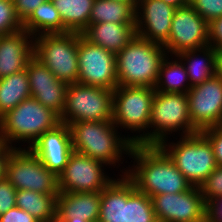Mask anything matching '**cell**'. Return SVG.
I'll return each mask as SVG.
<instances>
[{
  "label": "cell",
  "instance_id": "9c48e42d",
  "mask_svg": "<svg viewBox=\"0 0 222 222\" xmlns=\"http://www.w3.org/2000/svg\"><path fill=\"white\" fill-rule=\"evenodd\" d=\"M113 90L81 83L68 84L60 121H112Z\"/></svg>",
  "mask_w": 222,
  "mask_h": 222
},
{
  "label": "cell",
  "instance_id": "3957f363",
  "mask_svg": "<svg viewBox=\"0 0 222 222\" xmlns=\"http://www.w3.org/2000/svg\"><path fill=\"white\" fill-rule=\"evenodd\" d=\"M60 123V116L56 112L30 97L2 116L0 143L29 149L42 134Z\"/></svg>",
  "mask_w": 222,
  "mask_h": 222
},
{
  "label": "cell",
  "instance_id": "d590c367",
  "mask_svg": "<svg viewBox=\"0 0 222 222\" xmlns=\"http://www.w3.org/2000/svg\"><path fill=\"white\" fill-rule=\"evenodd\" d=\"M201 133L212 145L217 166H222V125L204 129Z\"/></svg>",
  "mask_w": 222,
  "mask_h": 222
},
{
  "label": "cell",
  "instance_id": "2e32d148",
  "mask_svg": "<svg viewBox=\"0 0 222 222\" xmlns=\"http://www.w3.org/2000/svg\"><path fill=\"white\" fill-rule=\"evenodd\" d=\"M175 9L160 0H139L135 25L137 36L164 45L169 39Z\"/></svg>",
  "mask_w": 222,
  "mask_h": 222
},
{
  "label": "cell",
  "instance_id": "b9f144b4",
  "mask_svg": "<svg viewBox=\"0 0 222 222\" xmlns=\"http://www.w3.org/2000/svg\"><path fill=\"white\" fill-rule=\"evenodd\" d=\"M164 3L175 7V8H181L190 5V0H160Z\"/></svg>",
  "mask_w": 222,
  "mask_h": 222
},
{
  "label": "cell",
  "instance_id": "484cf974",
  "mask_svg": "<svg viewBox=\"0 0 222 222\" xmlns=\"http://www.w3.org/2000/svg\"><path fill=\"white\" fill-rule=\"evenodd\" d=\"M67 32L81 34L89 25L94 0H53Z\"/></svg>",
  "mask_w": 222,
  "mask_h": 222
},
{
  "label": "cell",
  "instance_id": "cb8c5ba5",
  "mask_svg": "<svg viewBox=\"0 0 222 222\" xmlns=\"http://www.w3.org/2000/svg\"><path fill=\"white\" fill-rule=\"evenodd\" d=\"M154 89L158 92L185 94L191 89L185 66L176 55L167 54L162 61Z\"/></svg>",
  "mask_w": 222,
  "mask_h": 222
},
{
  "label": "cell",
  "instance_id": "ab89813d",
  "mask_svg": "<svg viewBox=\"0 0 222 222\" xmlns=\"http://www.w3.org/2000/svg\"><path fill=\"white\" fill-rule=\"evenodd\" d=\"M209 45L222 51V17L213 19L209 23Z\"/></svg>",
  "mask_w": 222,
  "mask_h": 222
},
{
  "label": "cell",
  "instance_id": "1f68e13d",
  "mask_svg": "<svg viewBox=\"0 0 222 222\" xmlns=\"http://www.w3.org/2000/svg\"><path fill=\"white\" fill-rule=\"evenodd\" d=\"M22 22L16 15L14 2L0 0V36L22 30Z\"/></svg>",
  "mask_w": 222,
  "mask_h": 222
},
{
  "label": "cell",
  "instance_id": "30bf717a",
  "mask_svg": "<svg viewBox=\"0 0 222 222\" xmlns=\"http://www.w3.org/2000/svg\"><path fill=\"white\" fill-rule=\"evenodd\" d=\"M5 178L16 190L59 194V178L26 148H15L7 160Z\"/></svg>",
  "mask_w": 222,
  "mask_h": 222
},
{
  "label": "cell",
  "instance_id": "7c38bea8",
  "mask_svg": "<svg viewBox=\"0 0 222 222\" xmlns=\"http://www.w3.org/2000/svg\"><path fill=\"white\" fill-rule=\"evenodd\" d=\"M78 83L114 90L118 86L116 54L87 41L78 43Z\"/></svg>",
  "mask_w": 222,
  "mask_h": 222
},
{
  "label": "cell",
  "instance_id": "74e56055",
  "mask_svg": "<svg viewBox=\"0 0 222 222\" xmlns=\"http://www.w3.org/2000/svg\"><path fill=\"white\" fill-rule=\"evenodd\" d=\"M205 218L208 222H222V196L214 197L206 202Z\"/></svg>",
  "mask_w": 222,
  "mask_h": 222
},
{
  "label": "cell",
  "instance_id": "4fadbf2b",
  "mask_svg": "<svg viewBox=\"0 0 222 222\" xmlns=\"http://www.w3.org/2000/svg\"><path fill=\"white\" fill-rule=\"evenodd\" d=\"M209 45V23L191 6L176 8L168 41L163 45L167 54L199 49Z\"/></svg>",
  "mask_w": 222,
  "mask_h": 222
},
{
  "label": "cell",
  "instance_id": "8992f818",
  "mask_svg": "<svg viewBox=\"0 0 222 222\" xmlns=\"http://www.w3.org/2000/svg\"><path fill=\"white\" fill-rule=\"evenodd\" d=\"M171 139L163 141L159 146L187 181L192 186L200 187L217 167L210 141L201 132Z\"/></svg>",
  "mask_w": 222,
  "mask_h": 222
},
{
  "label": "cell",
  "instance_id": "4316f807",
  "mask_svg": "<svg viewBox=\"0 0 222 222\" xmlns=\"http://www.w3.org/2000/svg\"><path fill=\"white\" fill-rule=\"evenodd\" d=\"M31 97L27 70L0 79V118Z\"/></svg>",
  "mask_w": 222,
  "mask_h": 222
},
{
  "label": "cell",
  "instance_id": "e575fe53",
  "mask_svg": "<svg viewBox=\"0 0 222 222\" xmlns=\"http://www.w3.org/2000/svg\"><path fill=\"white\" fill-rule=\"evenodd\" d=\"M15 187L6 179L0 180V215L16 206Z\"/></svg>",
  "mask_w": 222,
  "mask_h": 222
},
{
  "label": "cell",
  "instance_id": "83f0119b",
  "mask_svg": "<svg viewBox=\"0 0 222 222\" xmlns=\"http://www.w3.org/2000/svg\"><path fill=\"white\" fill-rule=\"evenodd\" d=\"M136 23V9L130 5L110 0H94L89 24Z\"/></svg>",
  "mask_w": 222,
  "mask_h": 222
},
{
  "label": "cell",
  "instance_id": "f1b7e54d",
  "mask_svg": "<svg viewBox=\"0 0 222 222\" xmlns=\"http://www.w3.org/2000/svg\"><path fill=\"white\" fill-rule=\"evenodd\" d=\"M127 222H158L151 198L127 177Z\"/></svg>",
  "mask_w": 222,
  "mask_h": 222
},
{
  "label": "cell",
  "instance_id": "f35d334b",
  "mask_svg": "<svg viewBox=\"0 0 222 222\" xmlns=\"http://www.w3.org/2000/svg\"><path fill=\"white\" fill-rule=\"evenodd\" d=\"M0 222H39V220L23 209L15 206L6 213L0 215Z\"/></svg>",
  "mask_w": 222,
  "mask_h": 222
},
{
  "label": "cell",
  "instance_id": "e0dca14e",
  "mask_svg": "<svg viewBox=\"0 0 222 222\" xmlns=\"http://www.w3.org/2000/svg\"><path fill=\"white\" fill-rule=\"evenodd\" d=\"M29 150L45 167L59 176L73 152L68 125L61 122L55 128L46 131L29 147Z\"/></svg>",
  "mask_w": 222,
  "mask_h": 222
},
{
  "label": "cell",
  "instance_id": "603a6c76",
  "mask_svg": "<svg viewBox=\"0 0 222 222\" xmlns=\"http://www.w3.org/2000/svg\"><path fill=\"white\" fill-rule=\"evenodd\" d=\"M58 194H42L33 190H17L16 207L39 222H56Z\"/></svg>",
  "mask_w": 222,
  "mask_h": 222
},
{
  "label": "cell",
  "instance_id": "7a4b0ae2",
  "mask_svg": "<svg viewBox=\"0 0 222 222\" xmlns=\"http://www.w3.org/2000/svg\"><path fill=\"white\" fill-rule=\"evenodd\" d=\"M68 127L73 150L104 163L109 169L111 166L119 169L130 155L133 143L112 121H81L69 123Z\"/></svg>",
  "mask_w": 222,
  "mask_h": 222
},
{
  "label": "cell",
  "instance_id": "7402d4cb",
  "mask_svg": "<svg viewBox=\"0 0 222 222\" xmlns=\"http://www.w3.org/2000/svg\"><path fill=\"white\" fill-rule=\"evenodd\" d=\"M176 56L185 66L191 87L201 84L216 74L217 50L211 45L183 51Z\"/></svg>",
  "mask_w": 222,
  "mask_h": 222
},
{
  "label": "cell",
  "instance_id": "44dd1931",
  "mask_svg": "<svg viewBox=\"0 0 222 222\" xmlns=\"http://www.w3.org/2000/svg\"><path fill=\"white\" fill-rule=\"evenodd\" d=\"M116 175L100 192L98 222H127V176Z\"/></svg>",
  "mask_w": 222,
  "mask_h": 222
},
{
  "label": "cell",
  "instance_id": "ffe728a7",
  "mask_svg": "<svg viewBox=\"0 0 222 222\" xmlns=\"http://www.w3.org/2000/svg\"><path fill=\"white\" fill-rule=\"evenodd\" d=\"M100 192H72L58 194L57 218L78 217L88 222H98Z\"/></svg>",
  "mask_w": 222,
  "mask_h": 222
},
{
  "label": "cell",
  "instance_id": "8d00e7d4",
  "mask_svg": "<svg viewBox=\"0 0 222 222\" xmlns=\"http://www.w3.org/2000/svg\"><path fill=\"white\" fill-rule=\"evenodd\" d=\"M44 2L46 0H15L14 7L17 17L23 23Z\"/></svg>",
  "mask_w": 222,
  "mask_h": 222
},
{
  "label": "cell",
  "instance_id": "277c9868",
  "mask_svg": "<svg viewBox=\"0 0 222 222\" xmlns=\"http://www.w3.org/2000/svg\"><path fill=\"white\" fill-rule=\"evenodd\" d=\"M155 92L154 88L147 86H117L113 90L112 122L119 130L125 131V136L128 133L127 138L133 145H149V124Z\"/></svg>",
  "mask_w": 222,
  "mask_h": 222
},
{
  "label": "cell",
  "instance_id": "9a60e30c",
  "mask_svg": "<svg viewBox=\"0 0 222 222\" xmlns=\"http://www.w3.org/2000/svg\"><path fill=\"white\" fill-rule=\"evenodd\" d=\"M158 222H199L205 218L206 203L199 187L182 193H164L151 197Z\"/></svg>",
  "mask_w": 222,
  "mask_h": 222
},
{
  "label": "cell",
  "instance_id": "bcb514c9",
  "mask_svg": "<svg viewBox=\"0 0 222 222\" xmlns=\"http://www.w3.org/2000/svg\"><path fill=\"white\" fill-rule=\"evenodd\" d=\"M199 222H208L206 218L202 219L201 221Z\"/></svg>",
  "mask_w": 222,
  "mask_h": 222
},
{
  "label": "cell",
  "instance_id": "d6986e66",
  "mask_svg": "<svg viewBox=\"0 0 222 222\" xmlns=\"http://www.w3.org/2000/svg\"><path fill=\"white\" fill-rule=\"evenodd\" d=\"M135 25L136 23L106 22L89 24L81 34L90 43L117 54L136 37Z\"/></svg>",
  "mask_w": 222,
  "mask_h": 222
},
{
  "label": "cell",
  "instance_id": "d4e9b609",
  "mask_svg": "<svg viewBox=\"0 0 222 222\" xmlns=\"http://www.w3.org/2000/svg\"><path fill=\"white\" fill-rule=\"evenodd\" d=\"M24 30L33 37L42 34L66 33V27L60 18L53 1L46 0L22 23Z\"/></svg>",
  "mask_w": 222,
  "mask_h": 222
},
{
  "label": "cell",
  "instance_id": "ba28073f",
  "mask_svg": "<svg viewBox=\"0 0 222 222\" xmlns=\"http://www.w3.org/2000/svg\"><path fill=\"white\" fill-rule=\"evenodd\" d=\"M79 33L42 34L34 37V55L55 75L67 84L78 83Z\"/></svg>",
  "mask_w": 222,
  "mask_h": 222
},
{
  "label": "cell",
  "instance_id": "ac0fdd59",
  "mask_svg": "<svg viewBox=\"0 0 222 222\" xmlns=\"http://www.w3.org/2000/svg\"><path fill=\"white\" fill-rule=\"evenodd\" d=\"M33 51L34 37L24 29L0 36V79L26 69Z\"/></svg>",
  "mask_w": 222,
  "mask_h": 222
},
{
  "label": "cell",
  "instance_id": "8fae6325",
  "mask_svg": "<svg viewBox=\"0 0 222 222\" xmlns=\"http://www.w3.org/2000/svg\"><path fill=\"white\" fill-rule=\"evenodd\" d=\"M106 167L104 163L73 150L64 171L58 176L59 191L101 192L115 178L108 174Z\"/></svg>",
  "mask_w": 222,
  "mask_h": 222
},
{
  "label": "cell",
  "instance_id": "4dcf8cb0",
  "mask_svg": "<svg viewBox=\"0 0 222 222\" xmlns=\"http://www.w3.org/2000/svg\"><path fill=\"white\" fill-rule=\"evenodd\" d=\"M67 87L30 88L31 97L61 116L65 108Z\"/></svg>",
  "mask_w": 222,
  "mask_h": 222
},
{
  "label": "cell",
  "instance_id": "5bb4252c",
  "mask_svg": "<svg viewBox=\"0 0 222 222\" xmlns=\"http://www.w3.org/2000/svg\"><path fill=\"white\" fill-rule=\"evenodd\" d=\"M189 114L199 131L222 125V78L215 74L187 92Z\"/></svg>",
  "mask_w": 222,
  "mask_h": 222
},
{
  "label": "cell",
  "instance_id": "f546056e",
  "mask_svg": "<svg viewBox=\"0 0 222 222\" xmlns=\"http://www.w3.org/2000/svg\"><path fill=\"white\" fill-rule=\"evenodd\" d=\"M30 88L67 87L68 84L58 80L55 75L34 54L26 64Z\"/></svg>",
  "mask_w": 222,
  "mask_h": 222
},
{
  "label": "cell",
  "instance_id": "ee69618b",
  "mask_svg": "<svg viewBox=\"0 0 222 222\" xmlns=\"http://www.w3.org/2000/svg\"><path fill=\"white\" fill-rule=\"evenodd\" d=\"M56 222H88V221L78 217H72L67 219H56Z\"/></svg>",
  "mask_w": 222,
  "mask_h": 222
},
{
  "label": "cell",
  "instance_id": "7bdbcfd3",
  "mask_svg": "<svg viewBox=\"0 0 222 222\" xmlns=\"http://www.w3.org/2000/svg\"><path fill=\"white\" fill-rule=\"evenodd\" d=\"M216 74L222 78V51L217 52Z\"/></svg>",
  "mask_w": 222,
  "mask_h": 222
},
{
  "label": "cell",
  "instance_id": "5b68a950",
  "mask_svg": "<svg viewBox=\"0 0 222 222\" xmlns=\"http://www.w3.org/2000/svg\"><path fill=\"white\" fill-rule=\"evenodd\" d=\"M166 56L163 45L136 35L116 54L118 86L155 88L160 66Z\"/></svg>",
  "mask_w": 222,
  "mask_h": 222
},
{
  "label": "cell",
  "instance_id": "60d3db41",
  "mask_svg": "<svg viewBox=\"0 0 222 222\" xmlns=\"http://www.w3.org/2000/svg\"><path fill=\"white\" fill-rule=\"evenodd\" d=\"M14 149L7 144L0 143V180L5 178L7 160Z\"/></svg>",
  "mask_w": 222,
  "mask_h": 222
},
{
  "label": "cell",
  "instance_id": "836d02e7",
  "mask_svg": "<svg viewBox=\"0 0 222 222\" xmlns=\"http://www.w3.org/2000/svg\"><path fill=\"white\" fill-rule=\"evenodd\" d=\"M190 5L208 23L222 17V0H190Z\"/></svg>",
  "mask_w": 222,
  "mask_h": 222
},
{
  "label": "cell",
  "instance_id": "6da1fadb",
  "mask_svg": "<svg viewBox=\"0 0 222 222\" xmlns=\"http://www.w3.org/2000/svg\"><path fill=\"white\" fill-rule=\"evenodd\" d=\"M131 158L133 164H128L129 168L123 165L118 174L126 175L139 192L150 198L164 193H182L192 187L159 145L134 144L129 160Z\"/></svg>",
  "mask_w": 222,
  "mask_h": 222
},
{
  "label": "cell",
  "instance_id": "d6a6232c",
  "mask_svg": "<svg viewBox=\"0 0 222 222\" xmlns=\"http://www.w3.org/2000/svg\"><path fill=\"white\" fill-rule=\"evenodd\" d=\"M199 188L205 203L214 197L222 196V166H217Z\"/></svg>",
  "mask_w": 222,
  "mask_h": 222
},
{
  "label": "cell",
  "instance_id": "52a82bcc",
  "mask_svg": "<svg viewBox=\"0 0 222 222\" xmlns=\"http://www.w3.org/2000/svg\"><path fill=\"white\" fill-rule=\"evenodd\" d=\"M149 129V145H160L171 136L198 133L191 122L187 94L156 91L152 100Z\"/></svg>",
  "mask_w": 222,
  "mask_h": 222
},
{
  "label": "cell",
  "instance_id": "f6af8a7d",
  "mask_svg": "<svg viewBox=\"0 0 222 222\" xmlns=\"http://www.w3.org/2000/svg\"><path fill=\"white\" fill-rule=\"evenodd\" d=\"M110 1H117V2H122L125 4H130L132 5L135 9L138 6L139 0H110Z\"/></svg>",
  "mask_w": 222,
  "mask_h": 222
}]
</instances>
